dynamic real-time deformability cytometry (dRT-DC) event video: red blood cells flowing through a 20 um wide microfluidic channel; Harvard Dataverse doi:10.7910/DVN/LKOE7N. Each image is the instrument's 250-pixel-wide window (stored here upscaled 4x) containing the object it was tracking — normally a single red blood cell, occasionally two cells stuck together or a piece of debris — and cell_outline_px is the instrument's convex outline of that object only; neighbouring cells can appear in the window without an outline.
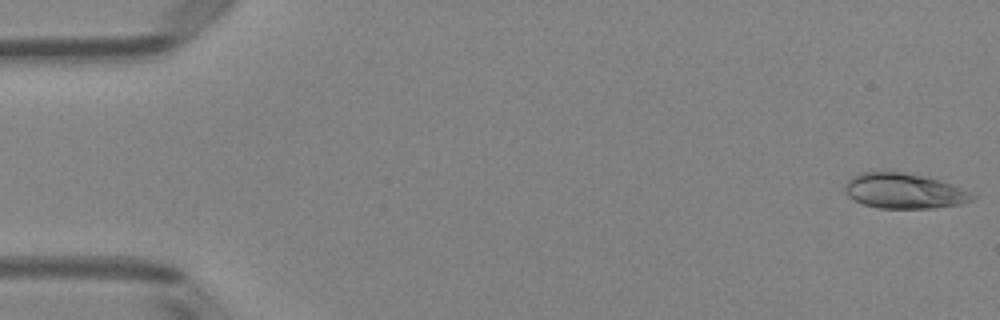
{"species": "Egyptian fruit bat (a non-hibernating species)", "species_latin": "Rousettus aegyptiacus", "temperature_condition": "room temperature", "stored_images_in_passage": 50, "camera_frame_rate_fps": 3000, "um_per_image_px": 0.085, "animal": {"sex": "female"}, "frame": {"image": 1, "passage_image": 1, "time_ms": 0.0, "image_size_px": [1000, 320], "cell_outline_px": [[976, 196], [972, 200], [960, 204], [932, 208], [876, 208], [852, 200], [844, 192], [844, 184], [852, 176], [860, 172], [904, 172], [928, 176], [940, 180], [960, 188]], "centroid_in_image_um": [76.79, 16.23], "position_along_channel_um": 8.2, "area_um2": 26.24}}
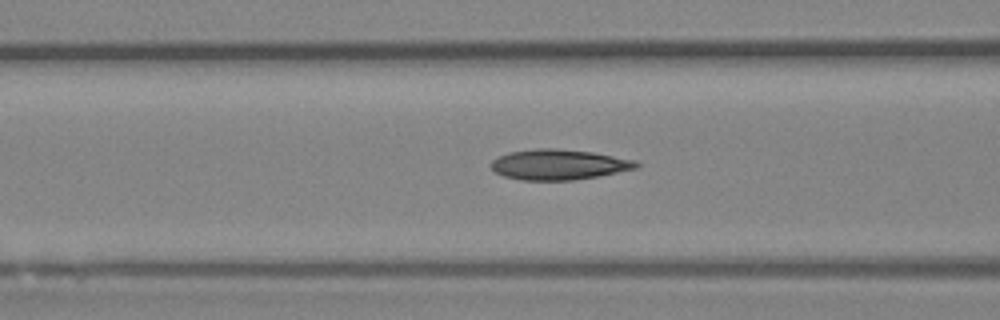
{"frame": {"image": 2, "passage_image": 20, "time_ms": 6.333, "image_size_px": [1000, 320], "cell_outline_px": [[640, 164], [636, 168], [600, 176], [572, 180], [520, 180], [504, 176], [496, 172], [492, 168], [492, 160], [496, 156], [508, 152], [536, 148], [556, 148], [592, 152], [636, 160]], "centroid_in_image_um": [47.48, 13.98], "position_along_channel_um": 119.1, "area_um2": 25.78}}
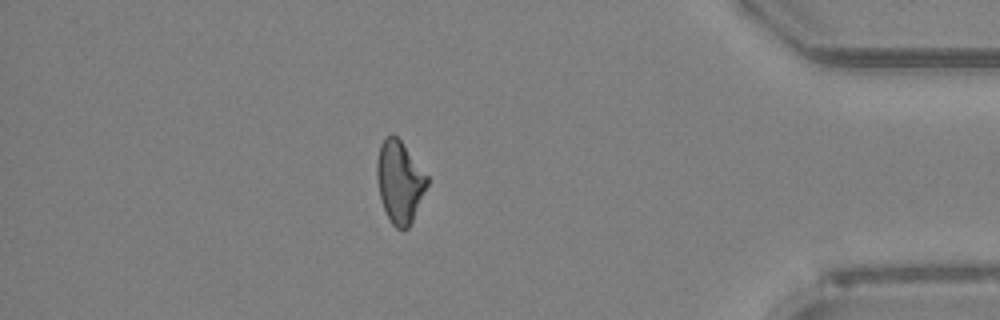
{"frame": {"image": 3, "passage_image": 44, "time_ms": 14.333, "image_size_px": [1000, 320], "cell_outline_px": [[428, 184], [412, 220], [408, 228], [396, 228], [392, 224], [384, 208], [380, 196], [376, 176], [376, 160], [380, 144], [392, 132], [400, 140], [428, 176]], "centroid_in_image_um": [33.95, 15.42], "position_along_channel_um": 401.2, "area_um2": 23.64}, "authors_computed_cell_mechanics": {"area_um2": 24.565, "velocity_mm_per_s": 4.0091, "shape_relaxation_time_tau1_ms": null, "shape_relaxation_time_tau2_ms": 4.3567, "deformation_change_tau1": null, "deformation_change_tau2": 0.1138}}